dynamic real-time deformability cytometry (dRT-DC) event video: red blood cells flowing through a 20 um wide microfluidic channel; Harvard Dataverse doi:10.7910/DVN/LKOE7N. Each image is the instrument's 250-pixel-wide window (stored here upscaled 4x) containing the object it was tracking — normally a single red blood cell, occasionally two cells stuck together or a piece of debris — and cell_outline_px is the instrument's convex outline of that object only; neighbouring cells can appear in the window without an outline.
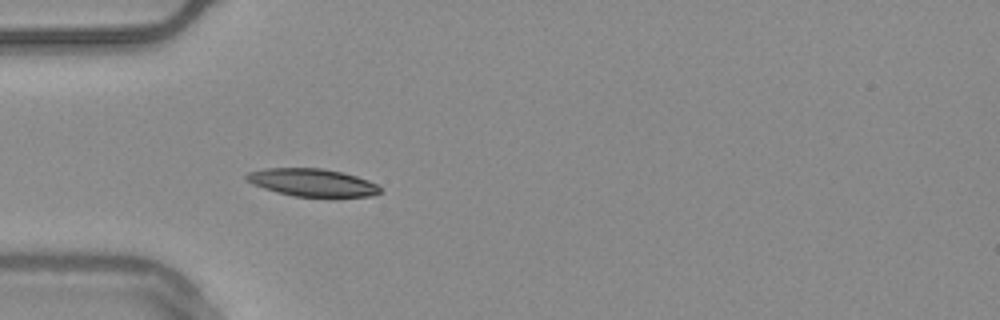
{"species": "common noctule bat (a hibernating species)", "species_latin": "Nyctalus noctula", "temperature_condition": "warm", "stored_images_in_passage": 31, "camera_frame_rate_fps": 3000, "um_per_image_px": 0.085, "animal": {"sex": "male", "body_mass_g": 20.4}, "frame": {"image": 1, "passage_image": 1, "time_ms": 0.0, "image_size_px": [1000, 320], "cell_outline_px": [[380, 192], [372, 196], [296, 196], [276, 192], [252, 184], [244, 180], [244, 176], [248, 172], [264, 168], [320, 168], [344, 172], [368, 180], [376, 184], [380, 188]], "centroid_in_image_um": [26.49, 15.5], "position_along_channel_um": 58.5, "area_um2": 21.44}}
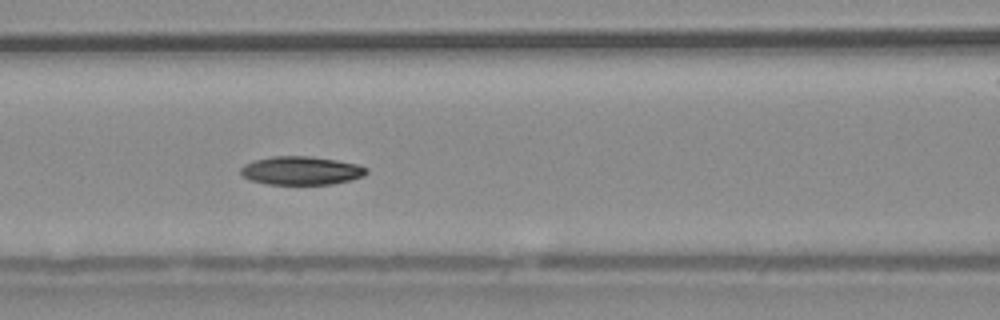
{"frame": {"image": 2, "passage_image": 8, "time_ms": 2.333, "image_size_px": [1000, 320], "cell_outline_px": [[368, 172], [364, 176], [352, 180], [332, 184], [268, 184], [248, 180], [240, 172], [240, 168], [244, 164], [252, 160], [272, 156], [308, 156], [336, 160], [356, 164], [368, 168]], "centroid_in_image_um": [25.59, 14.5], "position_along_channel_um": 141.0, "area_um2": 20.98}}
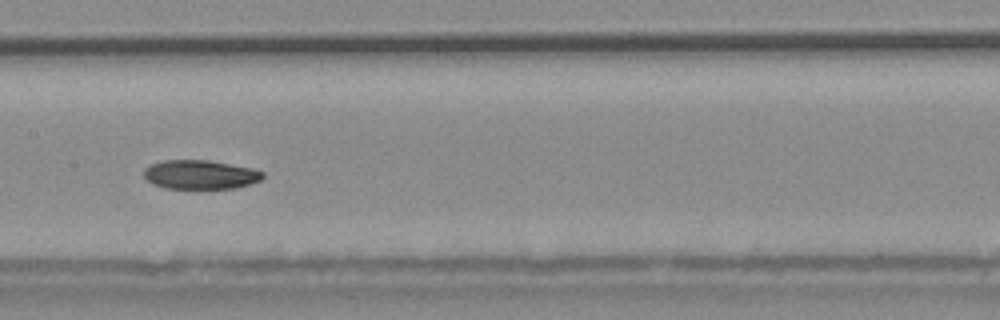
{"frame": {"image": 3, "passage_image": 12, "time_ms": 3.667, "image_size_px": [1000, 320], "cell_outline_px": [[264, 176], [260, 180], [236, 188], [200, 192], [164, 188], [152, 184], [144, 176], [144, 168], [148, 164], [164, 160], [208, 160], [252, 168], [264, 172]], "centroid_in_image_um": [16.99, 14.89], "position_along_channel_um": 190.4, "area_um2": 21.15}, "authors_computed_cell_mechanics": {"area_um2": 21.1548, "velocity_mm_per_s": 3.7209, "shape_relaxation_time_tau1_ms": 4.8214, "shape_relaxation_time_tau2_ms": 3.5599, "deformation_change_tau1": 0.1362, "deformation_change_tau2": 0.0719}}